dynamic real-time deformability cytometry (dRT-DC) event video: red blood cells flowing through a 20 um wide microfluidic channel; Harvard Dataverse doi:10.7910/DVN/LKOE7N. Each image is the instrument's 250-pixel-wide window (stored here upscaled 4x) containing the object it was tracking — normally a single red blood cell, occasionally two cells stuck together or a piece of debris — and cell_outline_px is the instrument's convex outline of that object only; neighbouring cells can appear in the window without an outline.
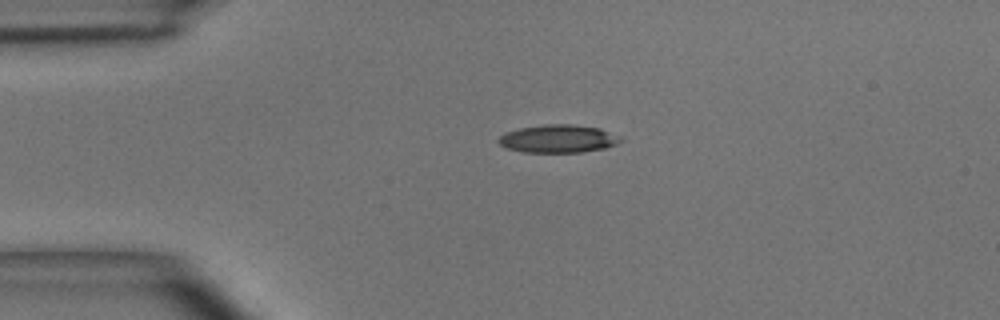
{"species": "common noctule bat (a hibernating species)", "species_latin": "Nyctalus noctula", "temperature_condition": "room temperature", "stored_images_in_passage": 33, "camera_frame_rate_fps": 3000, "um_per_image_px": 0.085, "animal": {"sex": "male", "body_mass_g": 15.6}, "frame": {"image": 1, "passage_image": 1, "time_ms": 0.0, "image_size_px": [1000, 320], "cell_outline_px": [[624, 140], [616, 144], [604, 148], [580, 152], [524, 152], [508, 148], [500, 144], [496, 140], [504, 132], [520, 128], [544, 124], [572, 124], [600, 128], [620, 136]], "centroid_in_image_um": [47.45, 11.78], "position_along_channel_um": 37.6, "area_um2": 19.88}}
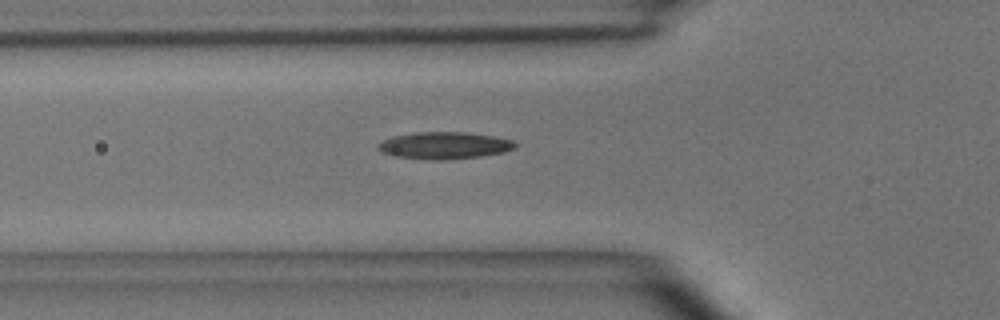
{"frame": {"image": 2, "passage_image": 7, "time_ms": 2.0, "image_size_px": [1000, 320], "cell_outline_px": [[516, 148], [504, 152], [480, 156], [444, 160], [432, 160], [392, 156], [380, 152], [376, 148], [376, 144], [392, 136], [416, 132], [464, 132], [492, 136], [512, 140], [516, 144]], "centroid_in_image_um": [37.71, 12.37], "position_along_channel_um": 88.1, "area_um2": 21.68}}
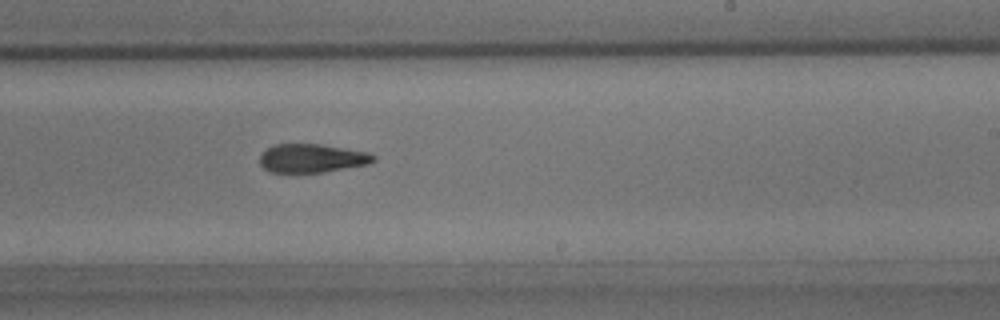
{"frame": {"image": 3, "passage_image": 20, "time_ms": 6.333, "image_size_px": [1000, 320], "cell_outline_px": [[376, 160], [368, 164], [324, 172], [268, 172], [260, 164], [260, 156], [272, 144], [320, 144], [368, 152], [376, 156]], "centroid_in_image_um": [26.52, 13.45], "position_along_channel_um": 262.5, "area_um2": 18.9}, "authors_computed_cell_mechanics": {"area_um2": 19.9988, "velocity_mm_per_s": 4.0107, "shape_relaxation_time_tau1_ms": 6.4172, "shape_relaxation_time_tau2_ms": 4.7044, "deformation_change_tau1": 0.2026, "deformation_change_tau2": 0.1623}}